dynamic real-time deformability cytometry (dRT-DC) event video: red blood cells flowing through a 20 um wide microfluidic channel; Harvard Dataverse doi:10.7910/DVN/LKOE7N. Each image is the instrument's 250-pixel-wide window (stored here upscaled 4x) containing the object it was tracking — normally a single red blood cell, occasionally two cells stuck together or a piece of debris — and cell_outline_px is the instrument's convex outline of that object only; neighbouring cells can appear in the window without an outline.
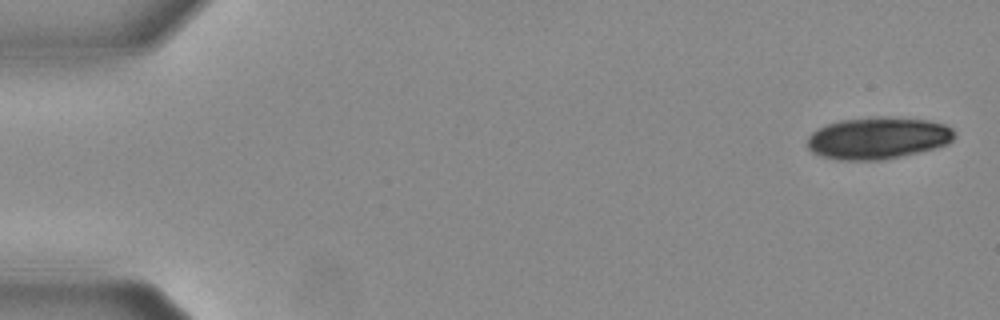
{"species": "Egyptian fruit bat (a non-hibernating species)", "species_latin": "Rousettus aegyptiacus", "temperature_condition": "warm", "stored_images_in_passage": 19, "camera_frame_rate_fps": 3000, "um_per_image_px": 0.085, "animal": {"sex": "female"}, "frame": {"image": 1, "passage_image": 1, "time_ms": 0.0, "image_size_px": [1000, 320], "cell_outline_px": [[956, 136], [948, 144], [900, 156], [880, 160], [836, 160], [820, 156], [812, 152], [808, 148], [808, 136], [812, 132], [828, 124], [840, 120], [876, 116], [884, 116], [928, 120], [944, 124], [952, 128], [956, 132]], "centroid_in_image_um": [74.62, 11.73], "position_along_channel_um": 10.4, "area_um2": 36.01}}